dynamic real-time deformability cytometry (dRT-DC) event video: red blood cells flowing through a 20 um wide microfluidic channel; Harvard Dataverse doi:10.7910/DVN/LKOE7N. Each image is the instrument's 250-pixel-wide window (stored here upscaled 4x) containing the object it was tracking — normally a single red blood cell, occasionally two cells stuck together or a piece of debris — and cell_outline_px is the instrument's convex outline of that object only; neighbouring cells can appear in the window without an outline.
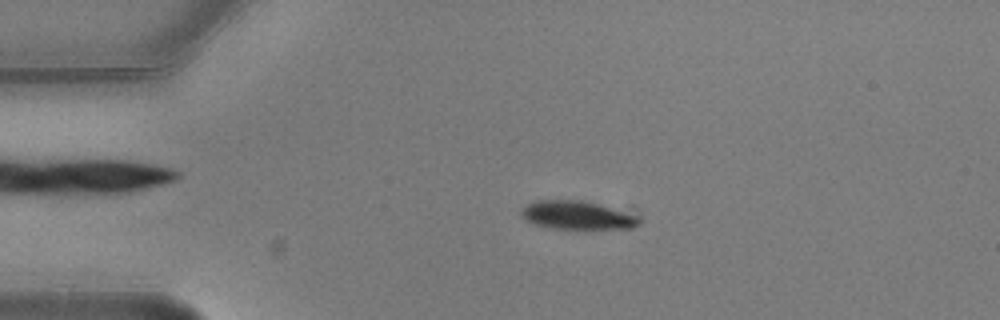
{"species": "common noctule bat (a hibernating species)", "species_latin": "Nyctalus noctula", "temperature_condition": "warm", "stored_images_in_passage": 4, "camera_frame_rate_fps": 3000, "um_per_image_px": 0.085, "animal": {"sex": "male", "body_mass_g": 20.5, "forearm_length_mm": 52.5}, "frame": {"image": 1, "passage_image": 3, "time_ms": 0.667, "image_size_px": [1000, 320], "cell_outline_px": [[640, 224], [632, 228], [552, 228], [536, 224], [520, 216], [520, 212], [528, 204], [536, 200], [580, 200], [596, 204], [636, 216], [640, 220]], "centroid_in_image_um": [49.01, 18.29], "position_along_channel_um": 36.0, "area_um2": 18.79}}